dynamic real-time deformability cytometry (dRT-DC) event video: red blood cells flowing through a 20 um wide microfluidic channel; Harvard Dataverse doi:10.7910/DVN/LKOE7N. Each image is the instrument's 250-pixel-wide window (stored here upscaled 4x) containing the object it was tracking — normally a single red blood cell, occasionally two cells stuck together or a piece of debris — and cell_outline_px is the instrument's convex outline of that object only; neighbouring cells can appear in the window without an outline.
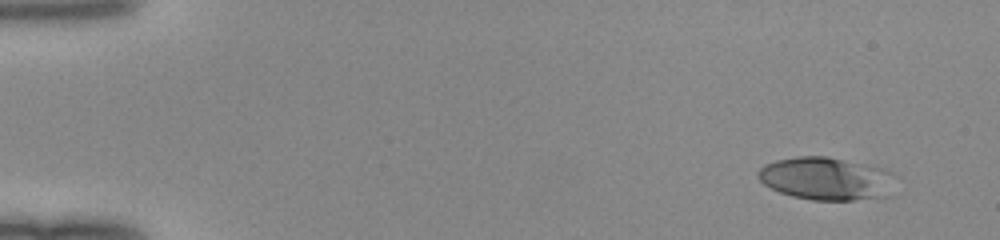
{"species": "human", "species_latin": "Homo sapiens", "temperature_condition": "room temperature", "stored_images_in_passage": 46, "camera_frame_rate_fps": 3000, "um_per_image_px": 0.085, "donor": {"sex": "female"}, "frame": {"image": 1, "passage_image": 1, "time_ms": 0.0, "image_size_px": [1000, 240], "cell_outline_px": [[892, 196], [852, 200], [812, 200], [792, 196], [780, 192], [764, 184], [756, 176], [756, 172], [764, 164], [776, 160], [800, 156], [824, 156], [884, 168], [892, 172]], "centroid_in_image_um": [70.22, 15.19], "position_along_channel_um": 14.8, "area_um2": 34.33}}
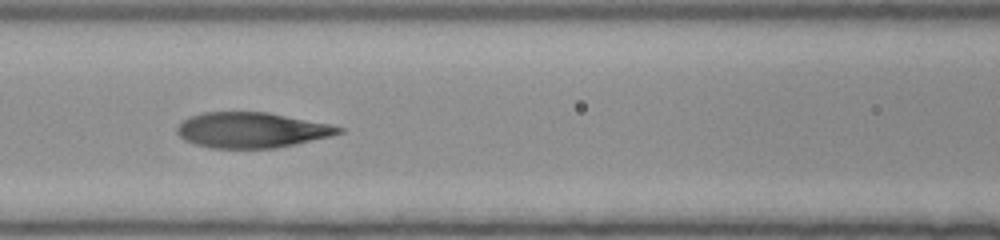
{"frame": {"image": 2, "passage_image": 20, "time_ms": 6.333, "image_size_px": [1000, 240], "cell_outline_px": [[344, 132], [332, 136], [296, 144], [276, 148], [212, 148], [196, 144], [184, 140], [176, 132], [176, 128], [188, 116], [204, 112], [268, 112], [332, 124], [344, 128]], "centroid_in_image_um": [21.42, 11.05], "position_along_channel_um": 145.2, "area_um2": 33.58}}
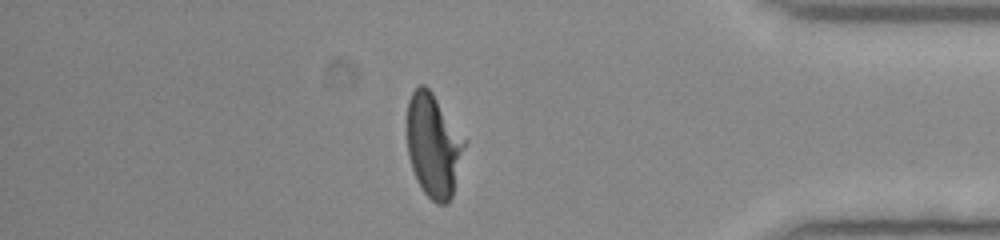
{"frame": {"image": 3, "passage_image": 40, "time_ms": 13.0, "image_size_px": [1000, 240], "cell_outline_px": [[468, 140], [452, 196], [448, 204], [436, 204], [424, 192], [416, 180], [408, 156], [408, 100], [416, 84], [424, 84], [432, 92]], "centroid_in_image_um": [36.88, 12.35], "position_along_channel_um": 398.3, "area_um2": 35.08}}